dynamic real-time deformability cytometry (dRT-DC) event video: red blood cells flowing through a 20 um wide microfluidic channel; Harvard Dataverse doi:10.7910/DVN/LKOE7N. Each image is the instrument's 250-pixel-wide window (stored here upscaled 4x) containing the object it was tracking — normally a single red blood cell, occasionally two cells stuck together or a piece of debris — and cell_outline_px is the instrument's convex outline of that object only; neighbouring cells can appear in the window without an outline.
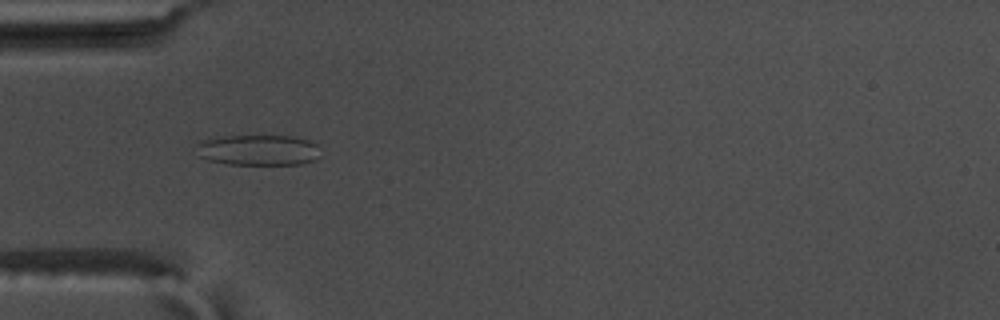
{"species": "common noctule bat (a hibernating species)", "species_latin": "Nyctalus noctula", "temperature_condition": "warm", "stored_images_in_passage": 23, "camera_frame_rate_fps": 3000, "um_per_image_px": 0.085, "animal": {"sex": "male", "body_mass_g": 17.5, "forearm_length_mm": 52.3}, "frame": {"image": 1, "passage_image": 4, "time_ms": 1.0, "image_size_px": [1000, 320], "cell_outline_px": [[320, 156], [316, 160], [300, 164], [228, 164], [208, 160], [196, 156], [196, 144], [204, 140], [224, 136], [296, 136], [308, 140], [316, 144]], "centroid_in_image_um": [21.94, 12.76], "position_along_channel_um": 63.1, "area_um2": 22.31}}
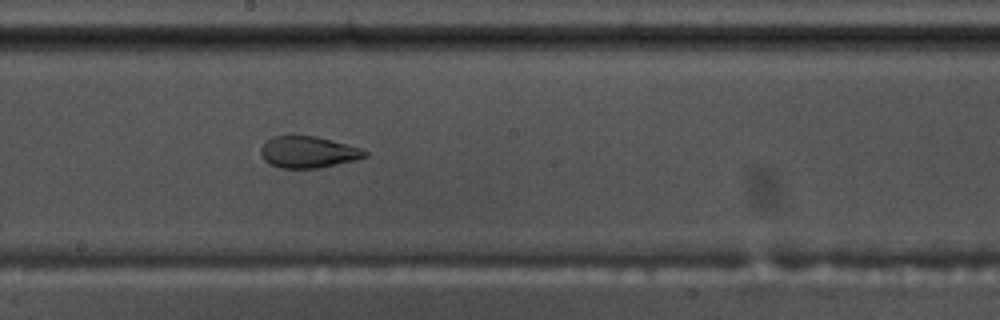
{"frame": {"image": 2, "passage_image": 17, "time_ms": 5.333, "image_size_px": [1000, 320], "cell_outline_px": [[368, 156], [356, 160], [320, 168], [280, 168], [268, 164], [264, 160], [260, 152], [260, 148], [272, 136], [316, 136], [332, 140], [360, 148], [368, 152]], "centroid_in_image_um": [26.19, 12.94], "position_along_channel_um": 222.0, "area_um2": 19.19}}
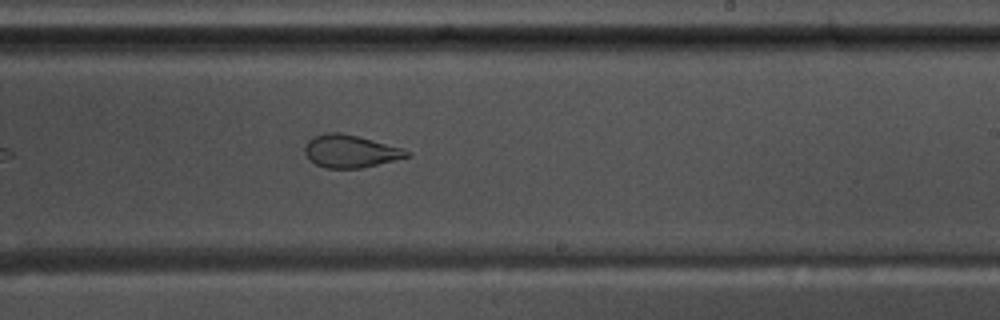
{"frame": {"image": 3, "passage_image": 20, "time_ms": 6.333, "image_size_px": [1000, 320], "cell_outline_px": [[412, 156], [396, 160], [360, 168], [324, 168], [308, 160], [304, 152], [304, 144], [308, 140], [316, 136], [328, 132], [340, 132], [404, 148], [412, 152]], "centroid_in_image_um": [29.79, 12.86], "position_along_channel_um": 259.2, "area_um2": 19.54}}